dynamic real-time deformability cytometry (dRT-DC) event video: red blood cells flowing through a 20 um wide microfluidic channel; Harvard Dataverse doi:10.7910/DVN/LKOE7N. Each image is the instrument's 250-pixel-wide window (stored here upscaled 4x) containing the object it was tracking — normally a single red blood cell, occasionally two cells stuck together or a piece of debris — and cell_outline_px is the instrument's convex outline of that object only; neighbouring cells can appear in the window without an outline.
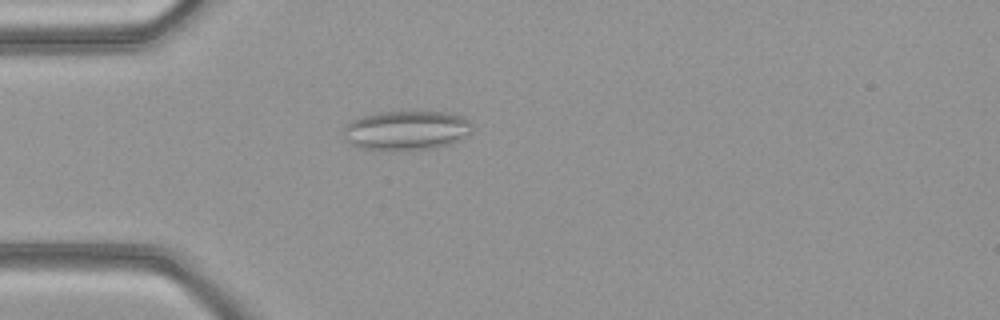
{"species": "common noctule bat (a hibernating species)", "species_latin": "Nyctalus noctula", "temperature_condition": "warm", "stored_images_in_passage": 49, "camera_frame_rate_fps": 3000, "um_per_image_px": 0.085, "animal": {"sex": "female", "body_mass_g": 21.9}, "frame": {"image": 1, "passage_image": 14, "time_ms": 4.333, "image_size_px": [1000, 320], "cell_outline_px": [[472, 132], [460, 140], [452, 144], [436, 148], [392, 152], [360, 148], [352, 144], [344, 136], [344, 124], [360, 116], [376, 112], [444, 112], [464, 116], [472, 124]], "centroid_in_image_um": [34.55, 11.1], "position_along_channel_um": 50.4, "area_um2": 30.29}}
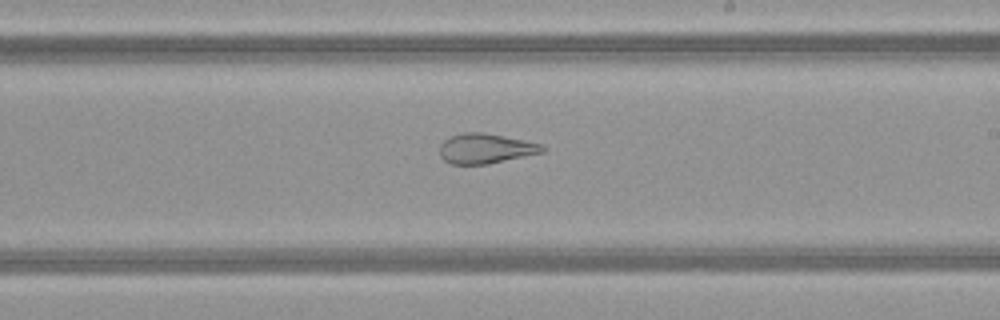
{"frame": {"image": 2, "passage_image": 29, "time_ms": 9.333, "image_size_px": [1000, 320], "cell_outline_px": [[548, 148], [544, 152], [488, 164], [452, 164], [444, 160], [440, 156], [440, 144], [444, 140], [452, 136], [464, 132], [484, 132], [544, 144]], "centroid_in_image_um": [41.31, 12.62], "position_along_channel_um": 247.7, "area_um2": 18.03}}
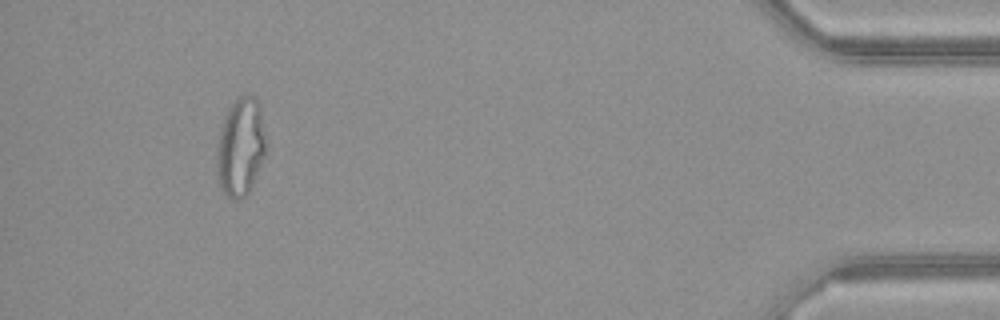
{"frame": {"image": 3, "passage_image": 46, "time_ms": 15.0, "image_size_px": [1000, 320], "cell_outline_px": [[268, 148], [252, 184], [248, 192], [244, 196], [236, 200], [232, 200], [224, 196], [220, 188], [216, 176], [216, 152], [220, 132], [224, 116], [228, 108], [240, 96], [256, 96], [260, 104]], "centroid_in_image_um": [20.45, 12.52], "position_along_channel_um": 414.8, "area_um2": 28.67}, "authors_computed_cell_mechanics": {"area_um2": 26.01, "velocity_mm_per_s": 4.1625, "shape_relaxation_time_tau1_ms": null, "shape_relaxation_time_tau2_ms": 1.4541, "deformation_change_tau1": null, "deformation_change_tau2": 0.1004}}